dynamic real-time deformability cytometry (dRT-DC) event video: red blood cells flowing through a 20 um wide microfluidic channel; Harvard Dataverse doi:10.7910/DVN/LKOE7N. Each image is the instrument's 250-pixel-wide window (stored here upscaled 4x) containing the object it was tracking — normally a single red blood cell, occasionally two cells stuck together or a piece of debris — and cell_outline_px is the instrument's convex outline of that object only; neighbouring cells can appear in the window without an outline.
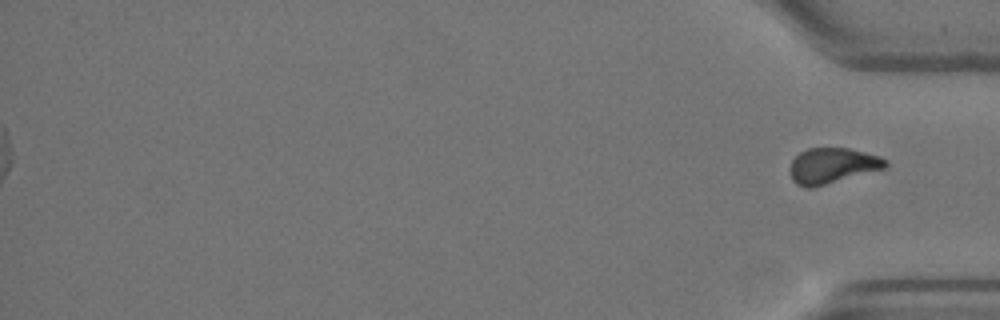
{"species": "Egyptian fruit bat (a non-hibernating species)", "species_latin": "Rousettus aegyptiacus", "temperature_condition": "warm", "stored_images_in_passage": 45, "camera_frame_rate_fps": 3000, "um_per_image_px": 0.085, "animal": {"sex": "female"}, "frame": {"image": 1, "passage_image": 45, "time_ms": 14.667, "image_size_px": [1000, 320], "cell_outline_px": [[888, 164], [884, 168], [812, 188], [808, 188], [796, 184], [792, 180], [792, 160], [800, 152], [808, 148], [848, 148], [880, 156], [888, 160]], "centroid_in_image_um": [70.76, 14.07], "position_along_channel_um": 364.4, "area_um2": 19.48}}